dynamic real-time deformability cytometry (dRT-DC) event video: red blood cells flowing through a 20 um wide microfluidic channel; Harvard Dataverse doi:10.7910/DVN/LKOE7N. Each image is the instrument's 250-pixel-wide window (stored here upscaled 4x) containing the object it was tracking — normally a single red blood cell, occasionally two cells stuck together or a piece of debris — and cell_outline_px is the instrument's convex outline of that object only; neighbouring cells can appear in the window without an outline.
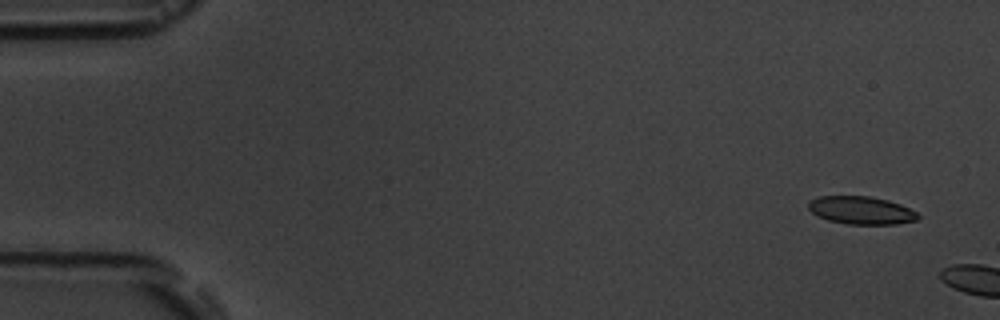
{"species": "common noctule bat (a hibernating species)", "species_latin": "Nyctalus noctula", "temperature_condition": "room temperature", "stored_images_in_passage": 2, "camera_frame_rate_fps": 3000, "um_per_image_px": 0.085, "animal": {"sex": "male", "body_mass_g": 19.5, "forearm_length_mm": 54.6}, "frame": {"image": 1, "passage_image": 1, "time_ms": 0.0, "image_size_px": [1000, 320], "cell_outline_px": [[920, 216], [916, 220], [896, 224], [848, 224], [828, 220], [816, 216], [808, 208], [808, 204], [812, 200], [820, 196], [868, 196], [888, 200], [900, 204], [916, 212]], "centroid_in_image_um": [73.19, 17.88], "position_along_channel_um": 11.8, "area_um2": 17.69}}